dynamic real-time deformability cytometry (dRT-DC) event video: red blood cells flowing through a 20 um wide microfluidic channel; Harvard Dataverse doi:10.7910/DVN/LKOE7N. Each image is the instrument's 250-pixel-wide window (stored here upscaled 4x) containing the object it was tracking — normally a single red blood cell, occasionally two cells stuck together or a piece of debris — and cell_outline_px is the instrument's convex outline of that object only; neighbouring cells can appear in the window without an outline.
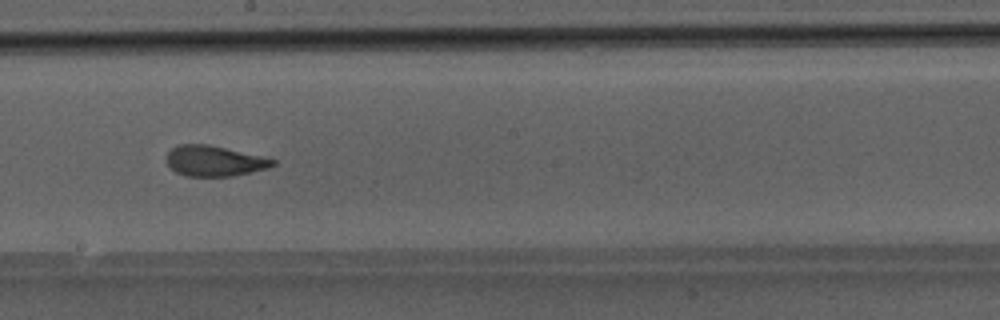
{"species": "Egyptian fruit bat (a non-hibernating species)", "species_latin": "Rousettus aegyptiacus", "temperature_condition": "room temperature", "stored_images_in_passage": 36, "camera_frame_rate_fps": 3000, "um_per_image_px": 0.085, "animal": {"sex": "male"}, "frame": {"image": 1, "passage_image": 21, "time_ms": 6.667, "image_size_px": [1000, 320], "cell_outline_px": [[276, 164], [268, 168], [232, 176], [184, 176], [176, 172], [164, 160], [168, 152], [176, 144], [208, 144], [260, 156], [276, 160]], "centroid_in_image_um": [18.17, 13.68], "position_along_channel_um": 230.0, "area_um2": 18.84}}